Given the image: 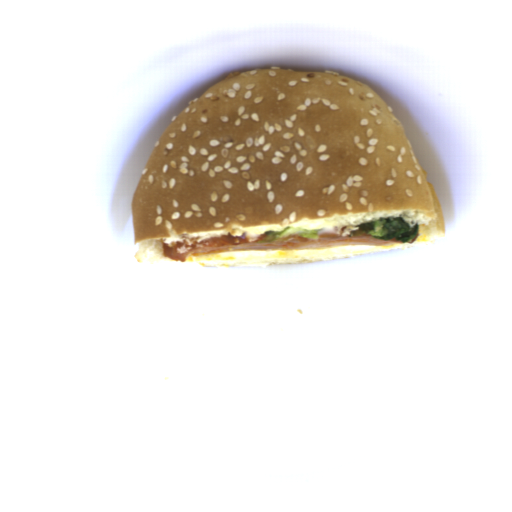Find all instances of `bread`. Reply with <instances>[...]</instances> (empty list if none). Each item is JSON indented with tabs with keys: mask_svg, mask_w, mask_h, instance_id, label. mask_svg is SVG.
<instances>
[{
	"mask_svg": "<svg viewBox=\"0 0 512 512\" xmlns=\"http://www.w3.org/2000/svg\"><path fill=\"white\" fill-rule=\"evenodd\" d=\"M131 212L137 261L192 238L392 217L419 225L413 242L445 236L396 114L364 83L326 71L255 68L214 83L162 132Z\"/></svg>",
	"mask_w": 512,
	"mask_h": 512,
	"instance_id": "bread-1",
	"label": "bread"
},
{
	"mask_svg": "<svg viewBox=\"0 0 512 512\" xmlns=\"http://www.w3.org/2000/svg\"><path fill=\"white\" fill-rule=\"evenodd\" d=\"M408 245L238 250L214 254H194L186 256L185 260L202 268H265L276 264H305L378 254L407 248Z\"/></svg>",
	"mask_w": 512,
	"mask_h": 512,
	"instance_id": "bread-2",
	"label": "bread"
}]
</instances>
